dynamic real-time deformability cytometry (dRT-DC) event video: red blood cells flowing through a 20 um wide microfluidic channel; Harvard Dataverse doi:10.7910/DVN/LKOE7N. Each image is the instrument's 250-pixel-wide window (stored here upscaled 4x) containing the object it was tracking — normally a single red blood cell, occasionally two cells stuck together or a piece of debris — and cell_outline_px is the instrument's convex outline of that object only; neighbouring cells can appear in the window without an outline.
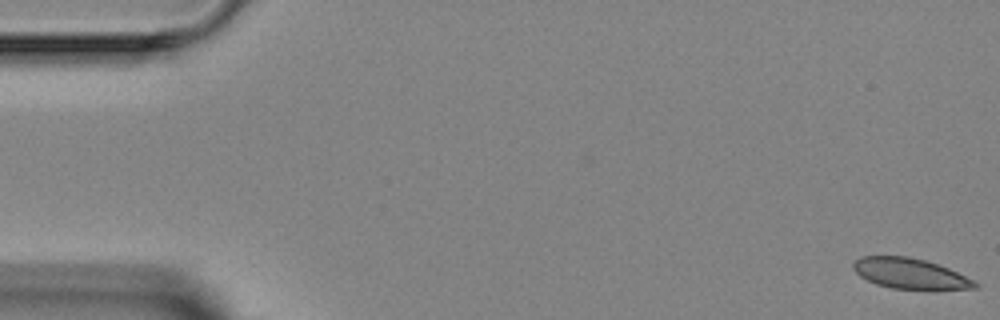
{"species": "Egyptian fruit bat (a non-hibernating species)", "species_latin": "Rousettus aegyptiacus", "temperature_condition": "room temperature", "stored_images_in_passage": 8, "camera_frame_rate_fps": 3000, "um_per_image_px": 0.085, "animal": {"sex": "female"}, "frame": {"image": 1, "passage_image": 1, "time_ms": 0.0, "image_size_px": [1000, 320], "cell_outline_px": [[980, 288], [936, 292], [892, 288], [876, 284], [860, 276], [852, 268], [852, 264], [860, 256], [908, 256], [924, 260], [948, 268], [976, 280], [980, 284]], "centroid_in_image_um": [77.48, 23.31], "position_along_channel_um": 7.5, "area_um2": 22.54}}
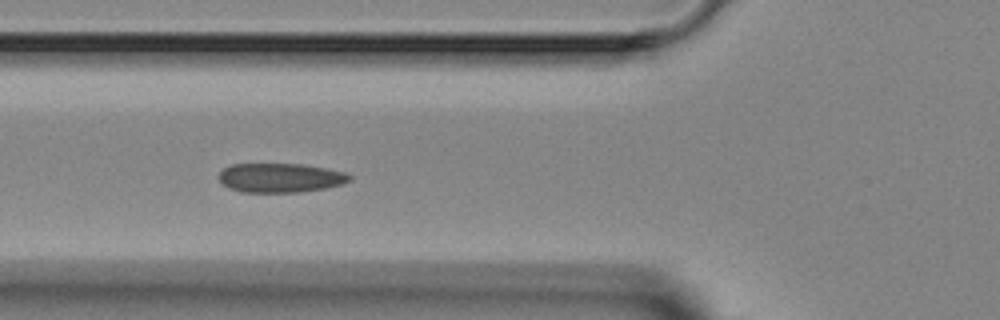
{"frame": {"image": 2, "passage_image": 5, "time_ms": 5.667, "image_size_px": [1000, 320], "cell_outline_px": [[352, 180], [340, 184], [324, 188], [300, 192], [240, 192], [228, 188], [220, 180], [220, 172], [224, 168], [232, 164], [300, 164], [324, 168], [344, 172], [352, 176]], "centroid_in_image_um": [23.82, 15.11], "position_along_channel_um": 102.0, "area_um2": 22.08}}
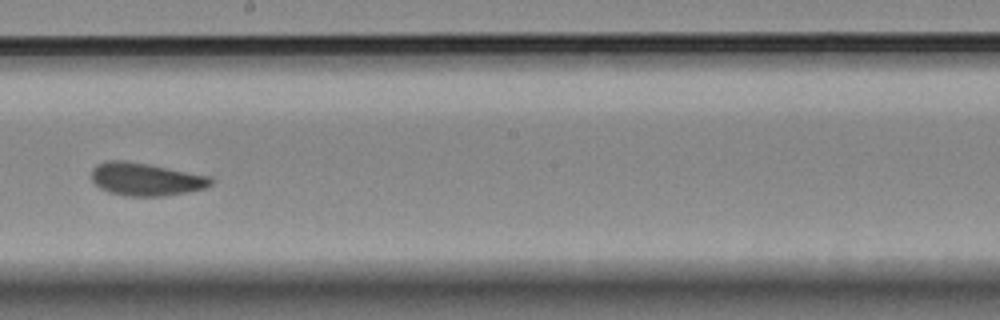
{"frame": {"image": 3, "passage_image": 8, "time_ms": 9.0, "image_size_px": [1000, 320], "cell_outline_px": [[212, 184], [204, 188], [188, 192], [164, 196], [124, 196], [108, 192], [100, 188], [92, 180], [92, 168], [96, 164], [104, 160], [124, 160], [148, 164], [212, 176]], "centroid_in_image_um": [12.38, 15.23], "position_along_channel_um": 235.8, "area_um2": 23.06}}